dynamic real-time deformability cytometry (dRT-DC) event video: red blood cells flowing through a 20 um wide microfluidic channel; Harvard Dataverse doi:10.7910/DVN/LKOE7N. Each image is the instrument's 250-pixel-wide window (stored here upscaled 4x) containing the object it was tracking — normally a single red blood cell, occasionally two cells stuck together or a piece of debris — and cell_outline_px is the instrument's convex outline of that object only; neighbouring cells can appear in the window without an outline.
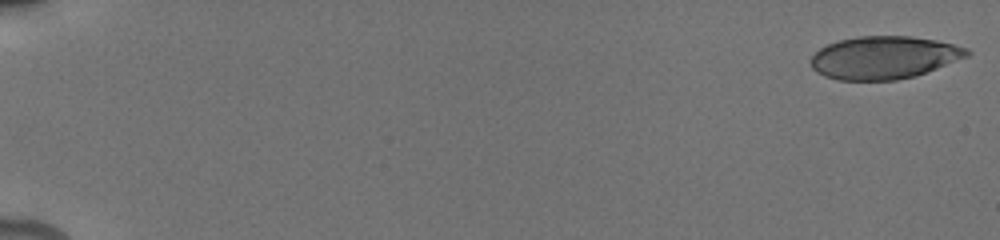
{"species": "human", "species_latin": "Homo sapiens", "temperature_condition": "cold", "stored_images_in_passage": 21, "camera_frame_rate_fps": 3000, "um_per_image_px": 0.085, "donor": {"sex": "male"}, "frame": {"image": 1, "passage_image": 1, "time_ms": 0.0, "image_size_px": [1000, 240], "cell_outline_px": [[972, 52], [968, 56], [916, 76], [896, 80], [836, 80], [824, 76], [816, 72], [812, 68], [808, 60], [820, 48], [828, 44], [840, 40], [856, 36], [912, 36], [936, 40], [968, 48]], "centroid_in_image_um": [75.12, 4.89], "position_along_channel_um": 9.9, "area_um2": 39.07}}
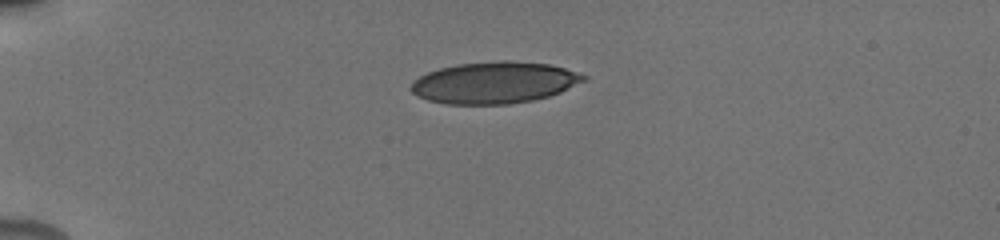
{"frame": {"image": 2, "passage_image": 10, "time_ms": 4.667, "image_size_px": [1000, 240], "cell_outline_px": [[588, 80], [560, 92], [548, 96], [532, 100], [508, 104], [448, 104], [428, 100], [416, 96], [408, 88], [412, 80], [428, 72], [440, 68], [456, 64], [504, 60], [548, 64], [564, 68], [588, 76]], "centroid_in_image_um": [42.0, 7.02], "position_along_channel_um": 43.0, "area_um2": 41.96}}
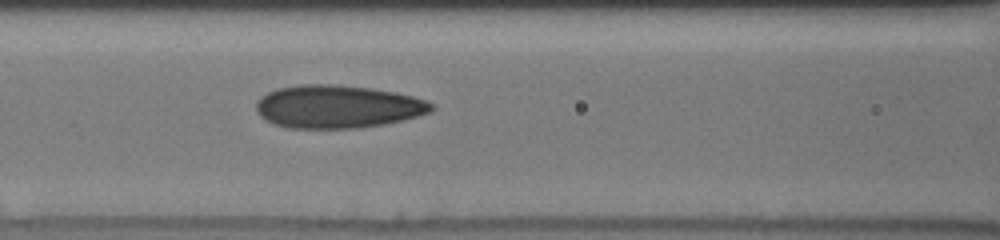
{"frame": {"image": 3, "passage_image": 21, "time_ms": 8.333, "image_size_px": [1000, 240], "cell_outline_px": [[436, 108], [432, 112], [404, 120], [384, 124], [360, 128], [288, 128], [272, 124], [260, 116], [256, 112], [256, 100], [260, 96], [276, 88], [300, 84], [332, 84], [372, 88], [396, 92], [412, 96], [424, 100], [432, 104]], "centroid_in_image_um": [28.67, 9.06], "position_along_channel_um": 137.9, "area_um2": 44.39}}